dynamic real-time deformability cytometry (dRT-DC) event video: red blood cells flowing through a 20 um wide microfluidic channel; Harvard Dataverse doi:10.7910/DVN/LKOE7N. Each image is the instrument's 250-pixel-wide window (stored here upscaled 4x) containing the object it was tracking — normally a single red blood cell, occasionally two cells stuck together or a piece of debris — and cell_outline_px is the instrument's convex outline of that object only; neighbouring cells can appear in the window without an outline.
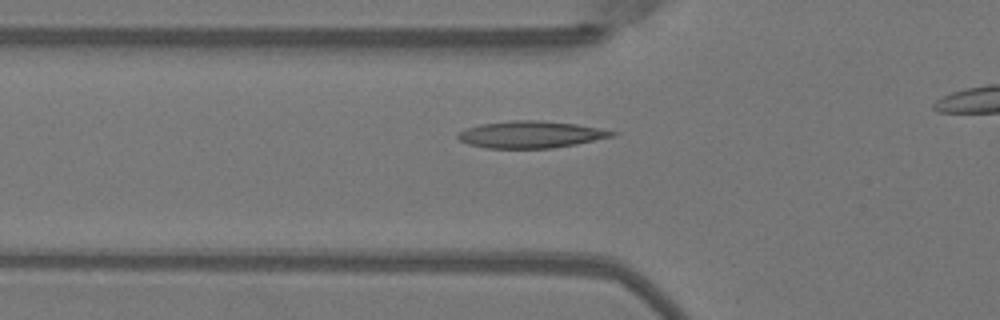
{"species": "Egyptian fruit bat (a non-hibernating species)", "species_latin": "Rousettus aegyptiacus", "temperature_condition": "warm", "stored_images_in_passage": 37, "camera_frame_rate_fps": 3000, "um_per_image_px": 0.085, "animal": {"sex": "female"}, "frame": {"image": 1, "passage_image": 11, "time_ms": 3.333, "image_size_px": [1000, 320], "cell_outline_px": [[620, 132], [612, 136], [576, 144], [552, 148], [488, 148], [468, 144], [460, 140], [456, 136], [460, 132], [468, 128], [480, 124], [512, 120], [544, 120], [576, 124]], "centroid_in_image_um": [45.12, 11.42], "position_along_channel_um": 80.7, "area_um2": 24.04}}
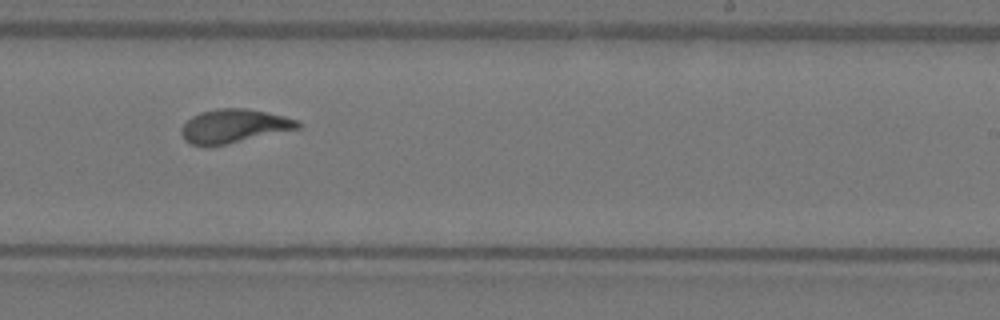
{"frame": {"image": 2, "passage_image": 25, "time_ms": 8.0, "image_size_px": [1000, 320], "cell_outline_px": [[300, 128], [228, 144], [204, 148], [192, 144], [184, 140], [180, 132], [180, 128], [192, 116], [200, 112], [216, 108], [244, 108], [284, 116], [296, 120], [300, 124]], "centroid_in_image_um": [19.81, 10.74], "position_along_channel_um": 269.2, "area_um2": 23.0}}
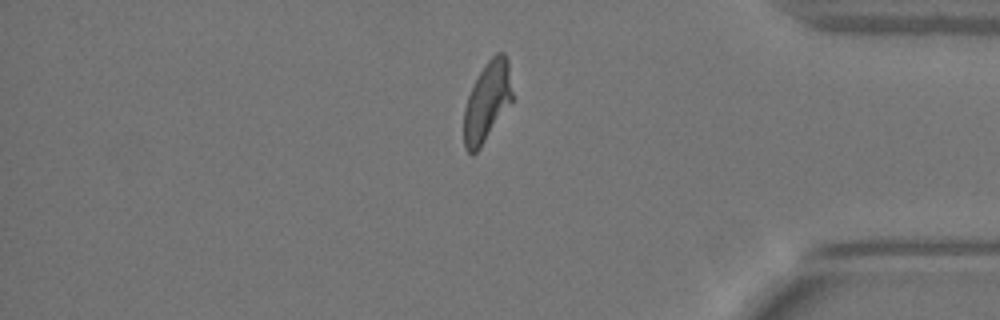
{"frame": {"image": 3, "passage_image": 36, "time_ms": 11.667, "image_size_px": [1000, 320], "cell_outline_px": [[512, 100], [480, 148], [472, 156], [464, 148], [464, 108], [468, 96], [484, 64], [496, 52], [504, 52], [508, 60], [512, 92]], "centroid_in_image_um": [41.39, 8.64], "position_along_channel_um": 393.8, "area_um2": 22.2}}